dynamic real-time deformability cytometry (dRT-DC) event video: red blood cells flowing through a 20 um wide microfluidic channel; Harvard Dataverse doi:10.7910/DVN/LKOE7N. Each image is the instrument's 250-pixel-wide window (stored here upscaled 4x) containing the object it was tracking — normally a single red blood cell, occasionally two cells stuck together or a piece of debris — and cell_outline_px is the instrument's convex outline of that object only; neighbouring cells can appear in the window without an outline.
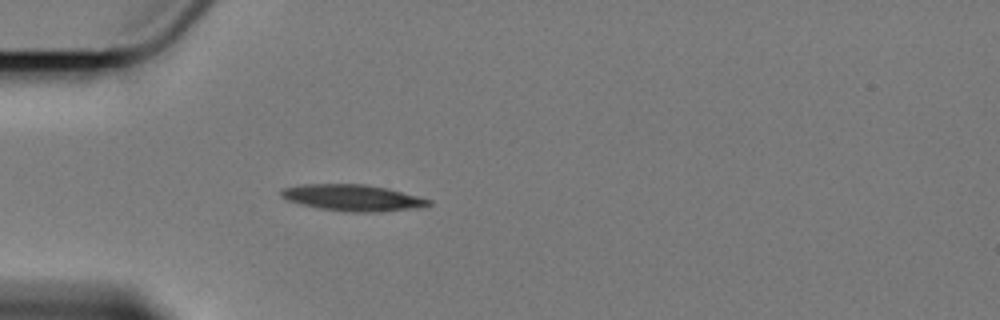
{"species": "Egyptian fruit bat (a non-hibernating species)", "species_latin": "Rousettus aegyptiacus", "temperature_condition": "cold", "stored_images_in_passage": 3, "camera_frame_rate_fps": 3000, "um_per_image_px": 0.085, "animal": {"sex": "female"}, "frame": {"image": 1, "passage_image": 2, "time_ms": 4.0, "image_size_px": [1000, 320], "cell_outline_px": [[432, 204], [408, 208], [372, 212], [352, 212], [320, 208], [300, 204], [288, 200], [280, 196], [280, 192], [284, 188], [300, 184], [364, 184], [388, 188], [432, 200]], "centroid_in_image_um": [29.92, 16.79], "position_along_channel_um": 55.1, "area_um2": 22.25}}